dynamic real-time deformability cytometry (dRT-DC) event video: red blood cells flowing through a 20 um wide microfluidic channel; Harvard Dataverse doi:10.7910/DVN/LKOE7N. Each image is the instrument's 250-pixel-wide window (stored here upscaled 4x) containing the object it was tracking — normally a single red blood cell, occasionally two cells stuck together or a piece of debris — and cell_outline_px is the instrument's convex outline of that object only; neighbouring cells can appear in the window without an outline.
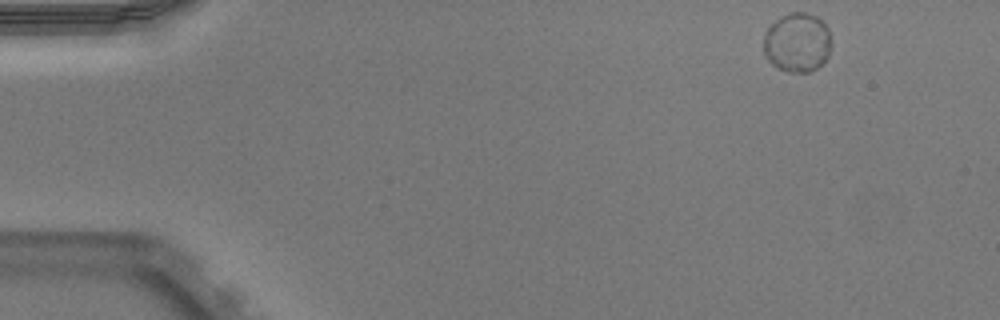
{"species": "Egyptian fruit bat (a non-hibernating species)", "species_latin": "Rousettus aegyptiacus", "temperature_condition": "warm", "stored_images_in_passage": 48, "camera_frame_rate_fps": 3000, "um_per_image_px": 0.085, "animal": {"sex": "male"}, "frame": {"image": 1, "passage_image": 1, "time_ms": 0.0, "image_size_px": [1000, 320], "cell_outline_px": [[832, 44], [828, 56], [816, 68], [808, 72], [788, 72], [776, 68], [764, 56], [764, 32], [780, 16], [792, 12], [804, 12], [816, 16], [828, 28]], "centroid_in_image_um": [67.75, 3.62], "position_along_channel_um": 17.2, "area_um2": 23.52}}
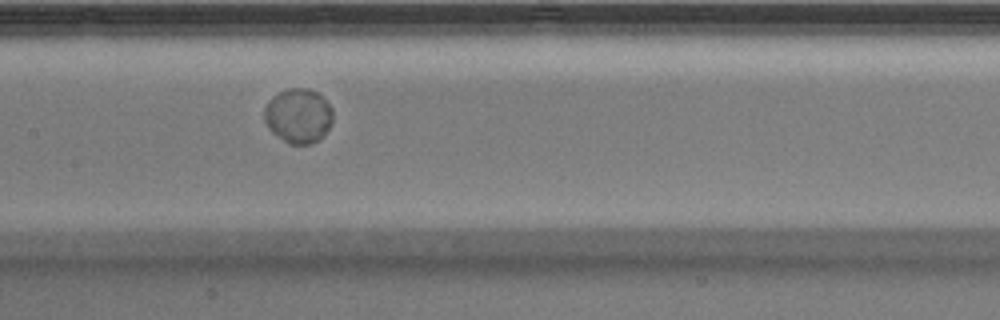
{"frame": {"image": 2, "passage_image": 22, "time_ms": 7.0, "image_size_px": [1000, 320], "cell_outline_px": [[332, 120], [328, 128], [312, 144], [292, 144], [284, 140], [272, 132], [268, 128], [264, 120], [264, 108], [268, 100], [272, 96], [288, 88], [308, 88], [316, 92], [332, 108]], "centroid_in_image_um": [25.32, 9.82], "position_along_channel_um": 182.1, "area_um2": 21.5}}
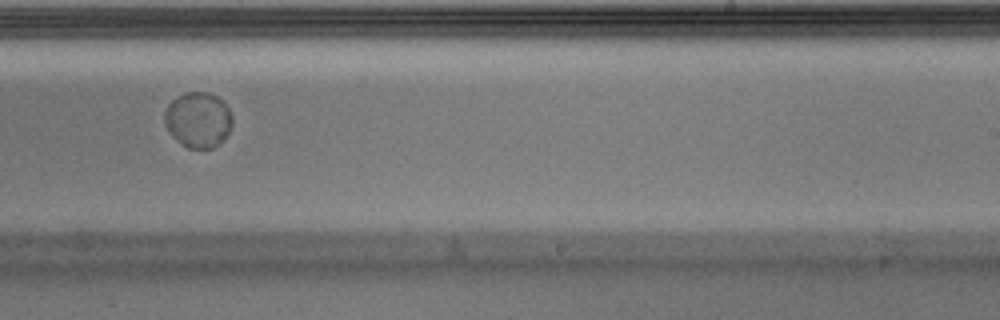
{"frame": {"image": 3, "passage_image": 29, "time_ms": 9.333, "image_size_px": [1000, 320], "cell_outline_px": [[232, 124], [224, 140], [212, 148], [188, 148], [172, 136], [168, 132], [164, 124], [164, 112], [168, 104], [172, 100], [184, 92], [208, 92], [216, 96], [228, 108], [232, 116]], "centroid_in_image_um": [16.82, 10.18], "position_along_channel_um": 272.2, "area_um2": 21.91}, "authors_computed_cell_mechanics": {"area_um2": 22.4553, "velocity_mm_per_s": 3.8722, "shape_relaxation_time_tau1_ms": 0.8625, "shape_relaxation_time_tau2_ms": null, "deformation_change_tau1": 0.0204, "deformation_change_tau2": null}}